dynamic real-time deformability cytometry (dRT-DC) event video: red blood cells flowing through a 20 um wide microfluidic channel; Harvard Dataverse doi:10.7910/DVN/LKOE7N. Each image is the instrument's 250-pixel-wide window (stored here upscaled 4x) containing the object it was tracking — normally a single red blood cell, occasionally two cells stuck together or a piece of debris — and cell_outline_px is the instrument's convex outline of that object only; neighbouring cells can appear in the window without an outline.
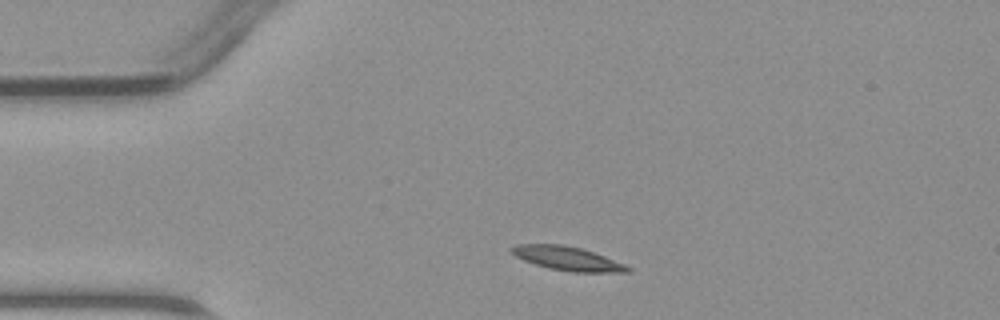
{"species": "common noctule bat (a hibernating species)", "species_latin": "Nyctalus noctula", "temperature_condition": "warm", "stored_images_in_passage": 38, "camera_frame_rate_fps": 3000, "um_per_image_px": 0.085, "animal": {"sex": "male", "body_mass_g": 23.1, "forearm_length_mm": 52.7}, "frame": {"image": 1, "passage_image": 1, "time_ms": 0.0, "image_size_px": [1000, 320], "cell_outline_px": [[632, 268], [628, 272], [572, 272], [548, 268], [524, 260], [516, 256], [508, 248], [516, 244], [560, 244], [580, 248], [604, 256], [624, 264]], "centroid_in_image_um": [48.21, 21.97], "position_along_channel_um": 36.8, "area_um2": 15.95}}
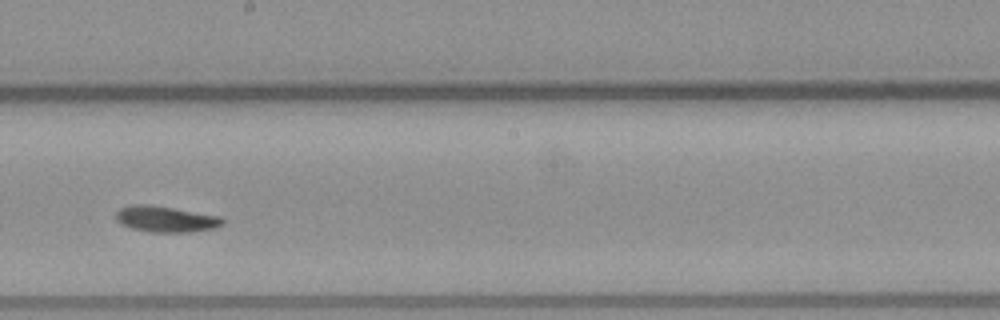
{"frame": {"image": 2, "passage_image": 17, "time_ms": 5.333, "image_size_px": [1000, 320], "cell_outline_px": [[224, 224], [216, 228], [188, 232], [152, 232], [132, 228], [120, 224], [116, 220], [116, 212], [120, 208], [128, 204], [152, 204], [220, 216], [224, 220]], "centroid_in_image_um": [14.08, 18.61], "position_along_channel_um": 234.1, "area_um2": 16.36}}
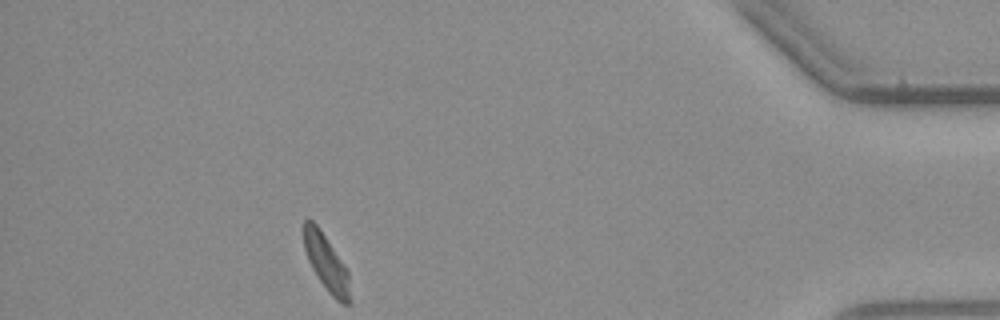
{"frame": {"image": 3, "passage_image": 33, "time_ms": 10.667, "image_size_px": [1000, 320], "cell_outline_px": [[348, 304], [344, 304], [336, 300], [328, 292], [312, 268], [308, 260], [304, 248], [304, 220], [312, 220], [316, 224], [344, 264], [348, 272]], "centroid_in_image_um": [27.7, 22.31], "position_along_channel_um": 407.5, "area_um2": 14.45}}